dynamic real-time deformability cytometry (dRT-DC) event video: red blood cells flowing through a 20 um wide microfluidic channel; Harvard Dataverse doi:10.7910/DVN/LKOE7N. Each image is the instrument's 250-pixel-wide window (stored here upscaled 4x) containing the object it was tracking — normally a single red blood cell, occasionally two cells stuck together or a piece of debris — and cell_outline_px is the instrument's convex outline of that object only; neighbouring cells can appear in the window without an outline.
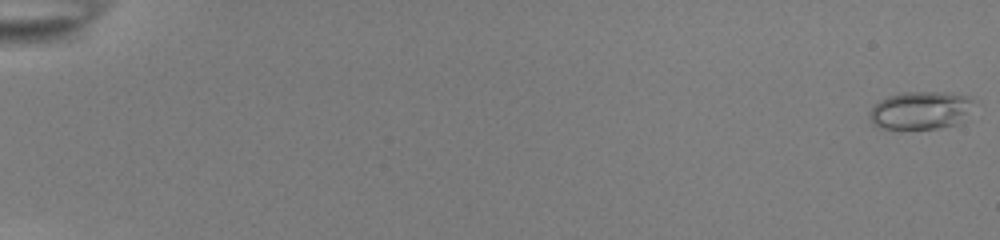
{"species": "common noctule bat (a hibernating species)", "species_latin": "Nyctalus noctula", "temperature_condition": "room temperature", "stored_images_in_passage": 54, "camera_frame_rate_fps": 3000, "um_per_image_px": 0.085, "animal": {"sex": "female", "body_mass_g": 22.0, "forearm_length_mm": 56.7}, "frame": {"image": 1, "passage_image": 1, "time_ms": 0.0, "image_size_px": [1000, 240], "cell_outline_px": [[972, 100], [956, 124], [940, 128], [880, 128], [872, 124], [868, 116], [872, 108], [880, 100], [888, 96], [900, 92], [944, 92], [972, 96]], "centroid_in_image_um": [78.14, 9.36], "position_along_channel_um": 6.9, "area_um2": 22.43}}
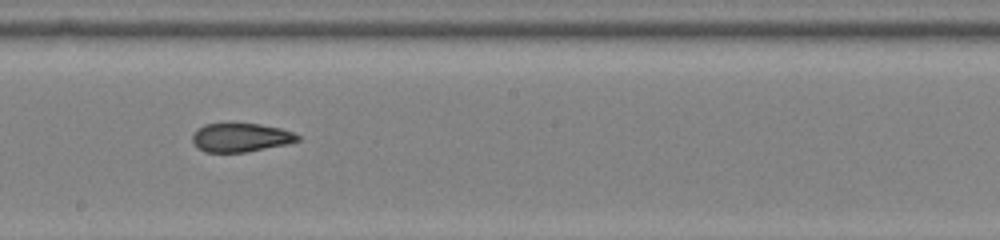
{"frame": {"image": 2, "passage_image": 33, "time_ms": 10.667, "image_size_px": [1000, 240], "cell_outline_px": [[300, 140], [288, 144], [244, 152], [204, 152], [196, 148], [192, 140], [192, 136], [196, 128], [204, 124], [260, 124], [280, 128], [292, 132], [300, 136]], "centroid_in_image_um": [20.43, 11.69], "position_along_channel_um": 227.8, "area_um2": 17.63}}
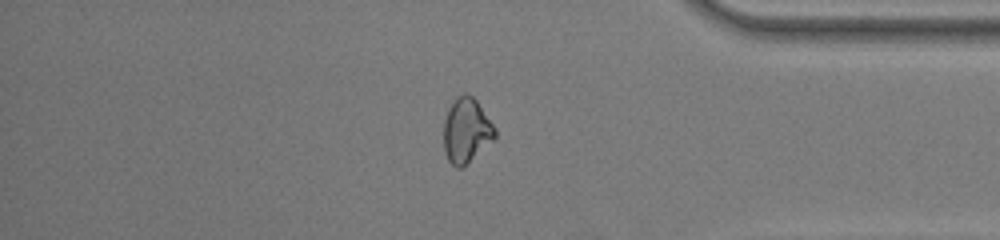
{"frame": {"image": 3, "passage_image": 47, "time_ms": 15.333, "image_size_px": [1000, 240], "cell_outline_px": [[496, 136], [464, 168], [456, 168], [448, 160], [444, 152], [444, 120], [448, 108], [452, 100], [456, 96], [464, 92], [468, 92], [476, 100], [496, 128]], "centroid_in_image_um": [39.62, 11.08], "position_along_channel_um": 395.6, "area_um2": 19.59}, "authors_computed_cell_mechanics": {"area_um2": 19.7676, "velocity_mm_per_s": 3.9068, "shape_relaxation_time_tau1_ms": null, "shape_relaxation_time_tau2_ms": 2.0667, "deformation_change_tau1": null, "deformation_change_tau2": 0.065}}